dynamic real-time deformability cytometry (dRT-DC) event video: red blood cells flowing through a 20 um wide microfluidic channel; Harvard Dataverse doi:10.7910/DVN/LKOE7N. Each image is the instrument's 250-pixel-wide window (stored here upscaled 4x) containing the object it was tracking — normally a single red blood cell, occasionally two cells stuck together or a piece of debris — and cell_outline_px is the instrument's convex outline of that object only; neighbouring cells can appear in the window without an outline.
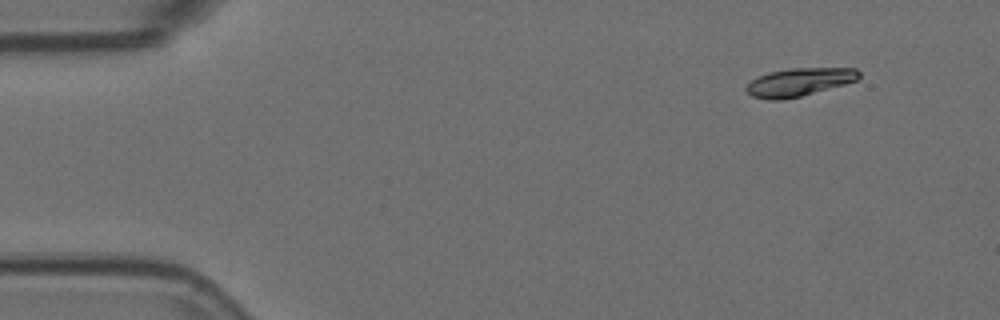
{"species": "Egyptian fruit bat (a non-hibernating species)", "species_latin": "Rousettus aegyptiacus", "temperature_condition": "room temperature", "stored_images_in_passage": 4, "camera_frame_rate_fps": 3000, "um_per_image_px": 0.085, "animal": {"sex": "female"}, "frame": {"image": 1, "passage_image": 1, "time_ms": 0.0, "image_size_px": [1000, 320], "cell_outline_px": [[860, 76], [856, 80], [844, 84], [800, 96], [784, 100], [768, 100], [752, 96], [744, 88], [752, 80], [768, 72], [792, 68], [856, 68], [860, 72]], "centroid_in_image_um": [67.91, 6.98], "position_along_channel_um": 17.1, "area_um2": 18.26}}
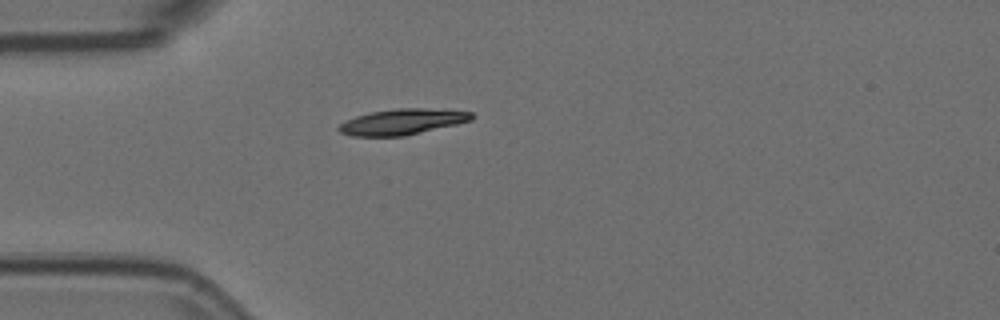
{"frame": {"image": 2, "passage_image": 4, "time_ms": 1.0, "image_size_px": [1000, 320], "cell_outline_px": [[476, 116], [472, 120], [456, 124], [404, 136], [352, 136], [340, 132], [336, 128], [340, 124], [356, 116], [372, 112], [396, 108], [424, 108], [472, 112]], "centroid_in_image_um": [34.2, 10.35], "position_along_channel_um": 50.8, "area_um2": 19.77}}